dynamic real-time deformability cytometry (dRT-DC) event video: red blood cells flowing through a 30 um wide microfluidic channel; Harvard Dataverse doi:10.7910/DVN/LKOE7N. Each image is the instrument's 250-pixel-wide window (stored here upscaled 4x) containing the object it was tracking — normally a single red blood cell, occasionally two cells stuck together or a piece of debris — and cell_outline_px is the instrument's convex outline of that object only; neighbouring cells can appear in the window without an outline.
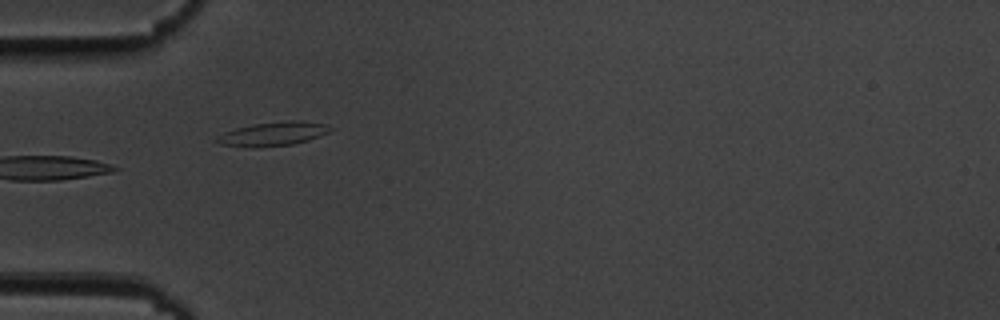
{"species": "common noctule bat (a hibernating species)", "species_latin": "Nyctalus noctula", "temperature_condition": "cold", "stored_images_in_passage": 26, "camera_frame_rate_fps": 3000, "um_per_image_px": 0.085, "animal": {"sex": "male", "body_mass_g": 19.5, "forearm_length_mm": 54.6}, "frame": {"image": 1, "passage_image": 1, "time_ms": 0.0, "image_size_px": [1000, 320], "cell_outline_px": [[332, 128], [328, 132], [320, 136], [308, 140], [292, 144], [252, 148], [220, 144], [212, 140], [216, 136], [224, 132], [236, 128], [252, 124], [288, 120], [300, 120], [324, 124]], "centroid_in_image_um": [23.14, 11.38], "position_along_channel_um": 61.9, "area_um2": 15.9}}
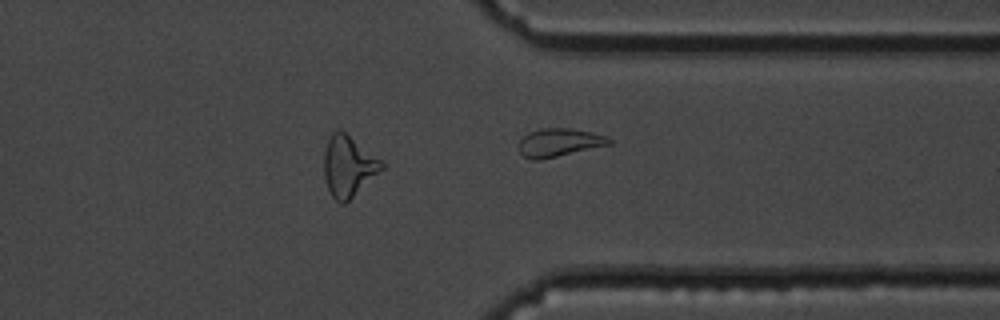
{"frame": {"image": 2, "passage_image": 26, "time_ms": 8.333, "image_size_px": [1000, 320], "cell_outline_px": [[612, 144], [556, 156], [536, 160], [532, 160], [524, 156], [520, 152], [520, 140], [528, 132], [540, 128], [572, 128], [592, 132], [604, 136], [612, 140]], "centroid_in_image_um": [47.53, 12.09], "position_along_channel_um": 363.9, "area_um2": 14.62}}